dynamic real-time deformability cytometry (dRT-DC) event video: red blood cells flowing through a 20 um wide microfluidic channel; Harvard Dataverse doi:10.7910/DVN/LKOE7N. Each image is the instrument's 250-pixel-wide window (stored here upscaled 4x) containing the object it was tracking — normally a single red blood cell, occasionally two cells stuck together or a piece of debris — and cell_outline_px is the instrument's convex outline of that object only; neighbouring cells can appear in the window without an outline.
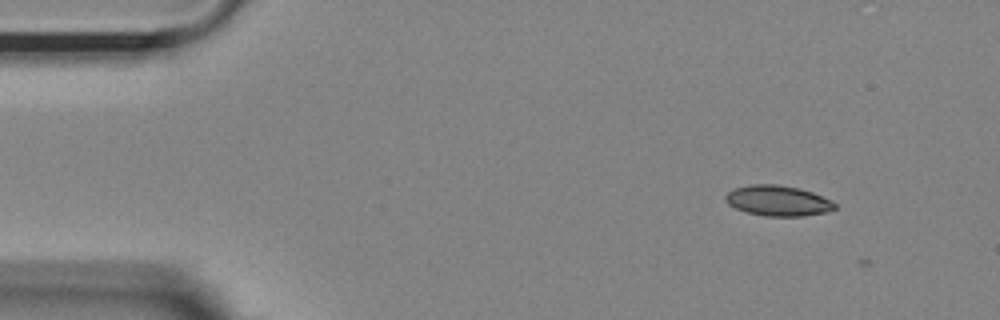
{"species": "Egyptian fruit bat (a non-hibernating species)", "species_latin": "Rousettus aegyptiacus", "temperature_condition": "room temperature", "stored_images_in_passage": 5, "camera_frame_rate_fps": 3000, "um_per_image_px": 0.085, "animal": {"sex": "female"}, "frame": {"image": 1, "passage_image": 4, "time_ms": 1.0, "image_size_px": [1000, 320], "cell_outline_px": [[836, 208], [828, 212], [804, 216], [764, 216], [744, 212], [728, 204], [724, 200], [724, 196], [732, 188], [752, 184], [776, 184], [800, 188], [812, 192], [832, 200], [836, 204]], "centroid_in_image_um": [66.11, 17.06], "position_along_channel_um": 18.9, "area_um2": 19.71}}